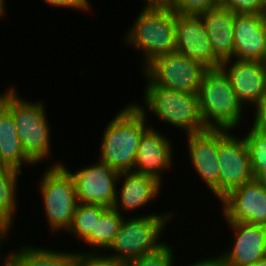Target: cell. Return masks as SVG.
<instances>
[{"label": "cell", "instance_id": "cell-1", "mask_svg": "<svg viewBox=\"0 0 266 266\" xmlns=\"http://www.w3.org/2000/svg\"><path fill=\"white\" fill-rule=\"evenodd\" d=\"M114 116L104 128L98 160L117 172L133 171L140 139L151 125L146 124L147 115L134 103Z\"/></svg>", "mask_w": 266, "mask_h": 266}, {"label": "cell", "instance_id": "cell-2", "mask_svg": "<svg viewBox=\"0 0 266 266\" xmlns=\"http://www.w3.org/2000/svg\"><path fill=\"white\" fill-rule=\"evenodd\" d=\"M175 23L176 12L169 5H144L138 13L124 41L143 52V68L157 56L175 51Z\"/></svg>", "mask_w": 266, "mask_h": 266}, {"label": "cell", "instance_id": "cell-3", "mask_svg": "<svg viewBox=\"0 0 266 266\" xmlns=\"http://www.w3.org/2000/svg\"><path fill=\"white\" fill-rule=\"evenodd\" d=\"M144 76L147 81L143 92L144 105L133 102L140 111L145 115L152 113L173 128L183 130L186 135L207 129L200 114L198 94L157 86L145 74Z\"/></svg>", "mask_w": 266, "mask_h": 266}, {"label": "cell", "instance_id": "cell-4", "mask_svg": "<svg viewBox=\"0 0 266 266\" xmlns=\"http://www.w3.org/2000/svg\"><path fill=\"white\" fill-rule=\"evenodd\" d=\"M15 87H9L1 103L11 112L19 139L25 153L36 163L51 155V131L47 120L45 104L22 99Z\"/></svg>", "mask_w": 266, "mask_h": 266}, {"label": "cell", "instance_id": "cell-5", "mask_svg": "<svg viewBox=\"0 0 266 266\" xmlns=\"http://www.w3.org/2000/svg\"><path fill=\"white\" fill-rule=\"evenodd\" d=\"M198 97L200 114L207 129L232 131L240 126L244 107L220 67L205 71Z\"/></svg>", "mask_w": 266, "mask_h": 266}, {"label": "cell", "instance_id": "cell-6", "mask_svg": "<svg viewBox=\"0 0 266 266\" xmlns=\"http://www.w3.org/2000/svg\"><path fill=\"white\" fill-rule=\"evenodd\" d=\"M167 213L169 211L164 214H137L128 219H125V216L117 235L107 249L109 253L112 252L109 255L128 263L157 250L165 243L164 241L161 242L163 238L161 236H163V231L169 224V220L175 214L174 211Z\"/></svg>", "mask_w": 266, "mask_h": 266}, {"label": "cell", "instance_id": "cell-7", "mask_svg": "<svg viewBox=\"0 0 266 266\" xmlns=\"http://www.w3.org/2000/svg\"><path fill=\"white\" fill-rule=\"evenodd\" d=\"M62 163L51 164L41 175L38 186L52 233L61 230L67 232L78 205L73 177Z\"/></svg>", "mask_w": 266, "mask_h": 266}, {"label": "cell", "instance_id": "cell-8", "mask_svg": "<svg viewBox=\"0 0 266 266\" xmlns=\"http://www.w3.org/2000/svg\"><path fill=\"white\" fill-rule=\"evenodd\" d=\"M206 68L177 51L154 58L143 69L155 85L184 93L198 94Z\"/></svg>", "mask_w": 266, "mask_h": 266}, {"label": "cell", "instance_id": "cell-9", "mask_svg": "<svg viewBox=\"0 0 266 266\" xmlns=\"http://www.w3.org/2000/svg\"><path fill=\"white\" fill-rule=\"evenodd\" d=\"M73 177L78 203L113 207L116 200L119 172L97 159L82 169L70 172Z\"/></svg>", "mask_w": 266, "mask_h": 266}, {"label": "cell", "instance_id": "cell-10", "mask_svg": "<svg viewBox=\"0 0 266 266\" xmlns=\"http://www.w3.org/2000/svg\"><path fill=\"white\" fill-rule=\"evenodd\" d=\"M219 201L226 222L266 226V180L253 179L228 192Z\"/></svg>", "mask_w": 266, "mask_h": 266}, {"label": "cell", "instance_id": "cell-11", "mask_svg": "<svg viewBox=\"0 0 266 266\" xmlns=\"http://www.w3.org/2000/svg\"><path fill=\"white\" fill-rule=\"evenodd\" d=\"M228 130L219 139V200L236 187L254 179L245 139Z\"/></svg>", "mask_w": 266, "mask_h": 266}, {"label": "cell", "instance_id": "cell-12", "mask_svg": "<svg viewBox=\"0 0 266 266\" xmlns=\"http://www.w3.org/2000/svg\"><path fill=\"white\" fill-rule=\"evenodd\" d=\"M175 43L178 53L203 64L219 68L222 61L214 54L203 19L200 15L176 13Z\"/></svg>", "mask_w": 266, "mask_h": 266}, {"label": "cell", "instance_id": "cell-13", "mask_svg": "<svg viewBox=\"0 0 266 266\" xmlns=\"http://www.w3.org/2000/svg\"><path fill=\"white\" fill-rule=\"evenodd\" d=\"M227 129H206L199 133L188 134V153L198 176L219 199V139Z\"/></svg>", "mask_w": 266, "mask_h": 266}, {"label": "cell", "instance_id": "cell-14", "mask_svg": "<svg viewBox=\"0 0 266 266\" xmlns=\"http://www.w3.org/2000/svg\"><path fill=\"white\" fill-rule=\"evenodd\" d=\"M233 229V243L218 256L227 266H251L266 257V226L226 222Z\"/></svg>", "mask_w": 266, "mask_h": 266}, {"label": "cell", "instance_id": "cell-15", "mask_svg": "<svg viewBox=\"0 0 266 266\" xmlns=\"http://www.w3.org/2000/svg\"><path fill=\"white\" fill-rule=\"evenodd\" d=\"M238 101L253 106L266 95V66L262 61L229 59L220 64Z\"/></svg>", "mask_w": 266, "mask_h": 266}, {"label": "cell", "instance_id": "cell-16", "mask_svg": "<svg viewBox=\"0 0 266 266\" xmlns=\"http://www.w3.org/2000/svg\"><path fill=\"white\" fill-rule=\"evenodd\" d=\"M152 127L140 139L133 172L153 176L162 183V173L174 164L173 143Z\"/></svg>", "mask_w": 266, "mask_h": 266}, {"label": "cell", "instance_id": "cell-17", "mask_svg": "<svg viewBox=\"0 0 266 266\" xmlns=\"http://www.w3.org/2000/svg\"><path fill=\"white\" fill-rule=\"evenodd\" d=\"M266 49V18L260 14H236L234 59L262 61Z\"/></svg>", "mask_w": 266, "mask_h": 266}, {"label": "cell", "instance_id": "cell-18", "mask_svg": "<svg viewBox=\"0 0 266 266\" xmlns=\"http://www.w3.org/2000/svg\"><path fill=\"white\" fill-rule=\"evenodd\" d=\"M119 182L123 184L120 189H117V191H120L116 192L113 208L124 216L127 211H135L154 201L153 199H156L162 185L153 176L133 171L119 172ZM123 210L125 213L122 212Z\"/></svg>", "mask_w": 266, "mask_h": 266}, {"label": "cell", "instance_id": "cell-19", "mask_svg": "<svg viewBox=\"0 0 266 266\" xmlns=\"http://www.w3.org/2000/svg\"><path fill=\"white\" fill-rule=\"evenodd\" d=\"M214 54L223 62L234 58V23L236 14L221 5L200 14Z\"/></svg>", "mask_w": 266, "mask_h": 266}, {"label": "cell", "instance_id": "cell-20", "mask_svg": "<svg viewBox=\"0 0 266 266\" xmlns=\"http://www.w3.org/2000/svg\"><path fill=\"white\" fill-rule=\"evenodd\" d=\"M0 163L22 172L23 163L36 164L24 151L11 112L0 102Z\"/></svg>", "mask_w": 266, "mask_h": 266}, {"label": "cell", "instance_id": "cell-21", "mask_svg": "<svg viewBox=\"0 0 266 266\" xmlns=\"http://www.w3.org/2000/svg\"><path fill=\"white\" fill-rule=\"evenodd\" d=\"M53 250L44 247L24 245L16 251L7 253L1 260L9 266H76L77 252Z\"/></svg>", "mask_w": 266, "mask_h": 266}, {"label": "cell", "instance_id": "cell-22", "mask_svg": "<svg viewBox=\"0 0 266 266\" xmlns=\"http://www.w3.org/2000/svg\"><path fill=\"white\" fill-rule=\"evenodd\" d=\"M22 172L9 167L0 166V217L14 226L17 206V181Z\"/></svg>", "mask_w": 266, "mask_h": 266}, {"label": "cell", "instance_id": "cell-23", "mask_svg": "<svg viewBox=\"0 0 266 266\" xmlns=\"http://www.w3.org/2000/svg\"><path fill=\"white\" fill-rule=\"evenodd\" d=\"M124 219L113 207H109L100 217L95 225V233H91L85 240L91 248L107 250L117 235L120 225Z\"/></svg>", "mask_w": 266, "mask_h": 266}, {"label": "cell", "instance_id": "cell-24", "mask_svg": "<svg viewBox=\"0 0 266 266\" xmlns=\"http://www.w3.org/2000/svg\"><path fill=\"white\" fill-rule=\"evenodd\" d=\"M107 206L78 203L71 226L66 233L70 232L77 239L85 240L91 233H95L96 222L108 209Z\"/></svg>", "mask_w": 266, "mask_h": 266}, {"label": "cell", "instance_id": "cell-25", "mask_svg": "<svg viewBox=\"0 0 266 266\" xmlns=\"http://www.w3.org/2000/svg\"><path fill=\"white\" fill-rule=\"evenodd\" d=\"M244 136L254 179L266 180V133L250 129Z\"/></svg>", "mask_w": 266, "mask_h": 266}, {"label": "cell", "instance_id": "cell-26", "mask_svg": "<svg viewBox=\"0 0 266 266\" xmlns=\"http://www.w3.org/2000/svg\"><path fill=\"white\" fill-rule=\"evenodd\" d=\"M173 247L166 242L157 250L126 263V266H174Z\"/></svg>", "mask_w": 266, "mask_h": 266}, {"label": "cell", "instance_id": "cell-27", "mask_svg": "<svg viewBox=\"0 0 266 266\" xmlns=\"http://www.w3.org/2000/svg\"><path fill=\"white\" fill-rule=\"evenodd\" d=\"M220 0H172L169 6L178 14L200 15L220 5Z\"/></svg>", "mask_w": 266, "mask_h": 266}, {"label": "cell", "instance_id": "cell-28", "mask_svg": "<svg viewBox=\"0 0 266 266\" xmlns=\"http://www.w3.org/2000/svg\"><path fill=\"white\" fill-rule=\"evenodd\" d=\"M89 251H77V261L76 266H126L125 262L120 261L118 258L106 255L103 252H99L98 250ZM87 252V253H86ZM98 253V254H97Z\"/></svg>", "mask_w": 266, "mask_h": 266}, {"label": "cell", "instance_id": "cell-29", "mask_svg": "<svg viewBox=\"0 0 266 266\" xmlns=\"http://www.w3.org/2000/svg\"><path fill=\"white\" fill-rule=\"evenodd\" d=\"M220 5L235 14H260L261 0H222Z\"/></svg>", "mask_w": 266, "mask_h": 266}, {"label": "cell", "instance_id": "cell-30", "mask_svg": "<svg viewBox=\"0 0 266 266\" xmlns=\"http://www.w3.org/2000/svg\"><path fill=\"white\" fill-rule=\"evenodd\" d=\"M252 130L266 133V95L255 105Z\"/></svg>", "mask_w": 266, "mask_h": 266}, {"label": "cell", "instance_id": "cell-31", "mask_svg": "<svg viewBox=\"0 0 266 266\" xmlns=\"http://www.w3.org/2000/svg\"><path fill=\"white\" fill-rule=\"evenodd\" d=\"M48 6L58 8H72L75 10L89 11L90 1L89 0H43Z\"/></svg>", "mask_w": 266, "mask_h": 266}, {"label": "cell", "instance_id": "cell-32", "mask_svg": "<svg viewBox=\"0 0 266 266\" xmlns=\"http://www.w3.org/2000/svg\"><path fill=\"white\" fill-rule=\"evenodd\" d=\"M188 266H227V265L218 255H214V257L212 256L210 258H203L201 260L199 259L198 262L197 261L193 262Z\"/></svg>", "mask_w": 266, "mask_h": 266}, {"label": "cell", "instance_id": "cell-33", "mask_svg": "<svg viewBox=\"0 0 266 266\" xmlns=\"http://www.w3.org/2000/svg\"><path fill=\"white\" fill-rule=\"evenodd\" d=\"M9 231H11V225L0 217V250L6 236L8 238V235L10 234Z\"/></svg>", "mask_w": 266, "mask_h": 266}, {"label": "cell", "instance_id": "cell-34", "mask_svg": "<svg viewBox=\"0 0 266 266\" xmlns=\"http://www.w3.org/2000/svg\"><path fill=\"white\" fill-rule=\"evenodd\" d=\"M145 5H169L172 0H146Z\"/></svg>", "mask_w": 266, "mask_h": 266}, {"label": "cell", "instance_id": "cell-35", "mask_svg": "<svg viewBox=\"0 0 266 266\" xmlns=\"http://www.w3.org/2000/svg\"><path fill=\"white\" fill-rule=\"evenodd\" d=\"M260 15L266 18V0H261Z\"/></svg>", "mask_w": 266, "mask_h": 266}, {"label": "cell", "instance_id": "cell-36", "mask_svg": "<svg viewBox=\"0 0 266 266\" xmlns=\"http://www.w3.org/2000/svg\"><path fill=\"white\" fill-rule=\"evenodd\" d=\"M5 0H0V17L2 18L4 15H6V13H5V8H6V6H5Z\"/></svg>", "mask_w": 266, "mask_h": 266}, {"label": "cell", "instance_id": "cell-37", "mask_svg": "<svg viewBox=\"0 0 266 266\" xmlns=\"http://www.w3.org/2000/svg\"><path fill=\"white\" fill-rule=\"evenodd\" d=\"M251 266H266V257L263 258L262 260H259L258 262L254 263Z\"/></svg>", "mask_w": 266, "mask_h": 266}, {"label": "cell", "instance_id": "cell-38", "mask_svg": "<svg viewBox=\"0 0 266 266\" xmlns=\"http://www.w3.org/2000/svg\"><path fill=\"white\" fill-rule=\"evenodd\" d=\"M262 63L266 66V49H265V53L263 55Z\"/></svg>", "mask_w": 266, "mask_h": 266}, {"label": "cell", "instance_id": "cell-39", "mask_svg": "<svg viewBox=\"0 0 266 266\" xmlns=\"http://www.w3.org/2000/svg\"><path fill=\"white\" fill-rule=\"evenodd\" d=\"M2 96H3V93H2V94L0 93V101H1V99H2Z\"/></svg>", "mask_w": 266, "mask_h": 266}]
</instances>
